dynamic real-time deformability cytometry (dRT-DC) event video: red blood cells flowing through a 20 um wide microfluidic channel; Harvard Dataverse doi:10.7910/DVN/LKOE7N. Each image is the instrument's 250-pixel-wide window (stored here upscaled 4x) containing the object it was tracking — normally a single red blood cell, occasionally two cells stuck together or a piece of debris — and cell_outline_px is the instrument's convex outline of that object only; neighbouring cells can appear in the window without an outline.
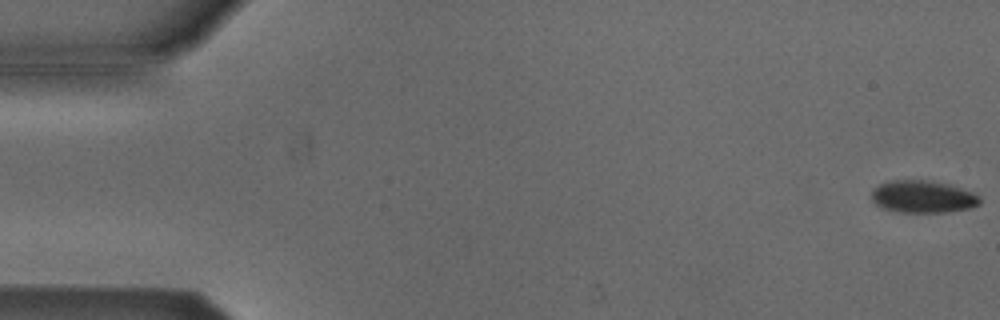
{"species": "Egyptian fruit bat (a non-hibernating species)", "species_latin": "Rousettus aegyptiacus", "temperature_condition": "cold", "stored_images_in_passage": 7, "camera_frame_rate_fps": 3000, "um_per_image_px": 0.085, "animal": {"sex": "male"}, "frame": {"image": 1, "passage_image": 1, "time_ms": 0.0, "image_size_px": [1000, 320], "cell_outline_px": [[980, 204], [968, 208], [944, 212], [900, 212], [880, 208], [872, 200], [872, 188], [880, 184], [892, 180], [924, 180], [948, 184], [976, 192], [980, 196]], "centroid_in_image_um": [78.44, 16.71], "position_along_channel_um": 6.6, "area_um2": 20.46}}
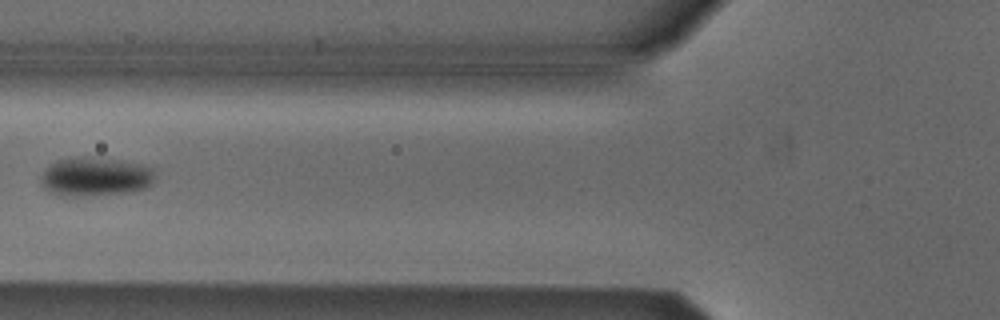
{"frame": {"image": 2, "passage_image": 6, "time_ms": 6.667, "image_size_px": [1000, 320], "cell_outline_px": [[156, 176], [152, 184], [144, 188], [124, 192], [72, 196], [60, 196], [48, 192], [44, 188], [40, 180], [40, 176], [44, 168], [56, 160], [72, 156], [92, 156], [120, 160], [140, 164], [152, 168]], "centroid_in_image_um": [8.04, 14.98], "position_along_channel_um": 117.8, "area_um2": 26.18}}
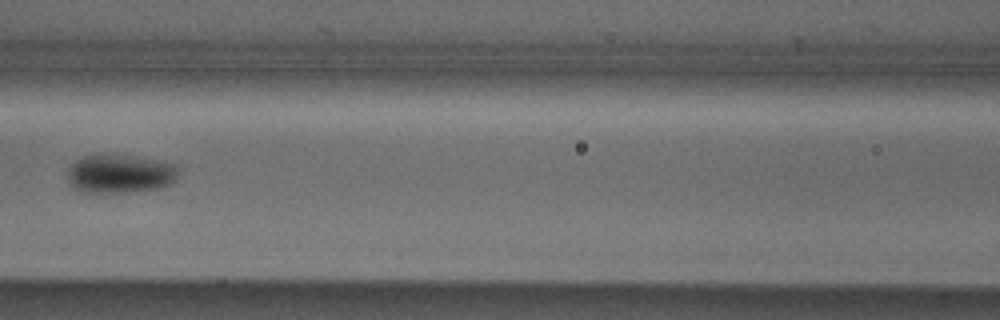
{"frame": {"image": 3, "passage_image": 7, "time_ms": 7.667, "image_size_px": [1000, 320], "cell_outline_px": [[180, 176], [172, 184], [160, 188], [132, 192], [80, 192], [72, 188], [68, 184], [68, 168], [76, 160], [84, 156], [100, 152], [112, 152], [136, 156], [176, 164], [180, 168]], "centroid_in_image_um": [10.22, 14.74], "position_along_channel_um": 156.4, "area_um2": 26.13}}